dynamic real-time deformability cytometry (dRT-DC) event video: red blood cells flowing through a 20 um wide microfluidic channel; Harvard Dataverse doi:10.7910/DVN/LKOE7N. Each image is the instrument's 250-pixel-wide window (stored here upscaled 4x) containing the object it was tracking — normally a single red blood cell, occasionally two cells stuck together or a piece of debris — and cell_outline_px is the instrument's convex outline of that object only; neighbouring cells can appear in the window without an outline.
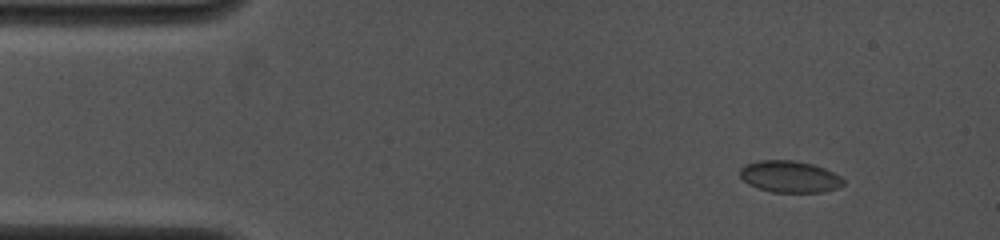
{"species": "common noctule bat (a hibernating species)", "species_latin": "Nyctalus noctula", "temperature_condition": "cold", "stored_images_in_passage": 5, "camera_frame_rate_fps": 4000, "um_per_image_px": 0.085, "animal": {"sex": "female", "body_mass_g": 19.0, "forearm_length_mm": 53.3}, "frame": {"image": 1, "passage_image": 2, "time_ms": 1.0, "image_size_px": [1000, 240], "cell_outline_px": [[844, 184], [836, 188], [824, 192], [772, 192], [748, 184], [740, 176], [740, 168], [744, 164], [760, 160], [792, 160], [812, 164], [824, 168], [840, 176], [844, 180]], "centroid_in_image_um": [67.11, 15.01], "position_along_channel_um": 17.9, "area_um2": 19.02}}
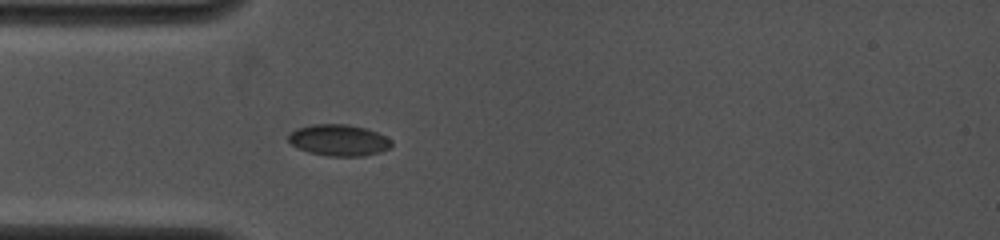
{"frame": {"image": 2, "passage_image": 5, "time_ms": 4.0, "image_size_px": [1000, 240], "cell_outline_px": [[392, 144], [388, 148], [380, 152], [364, 156], [328, 156], [308, 152], [292, 144], [288, 140], [288, 136], [296, 128], [312, 124], [348, 124], [364, 128], [376, 132], [392, 140]], "centroid_in_image_um": [28.79, 11.91], "position_along_channel_um": 56.2, "area_um2": 18.73}}